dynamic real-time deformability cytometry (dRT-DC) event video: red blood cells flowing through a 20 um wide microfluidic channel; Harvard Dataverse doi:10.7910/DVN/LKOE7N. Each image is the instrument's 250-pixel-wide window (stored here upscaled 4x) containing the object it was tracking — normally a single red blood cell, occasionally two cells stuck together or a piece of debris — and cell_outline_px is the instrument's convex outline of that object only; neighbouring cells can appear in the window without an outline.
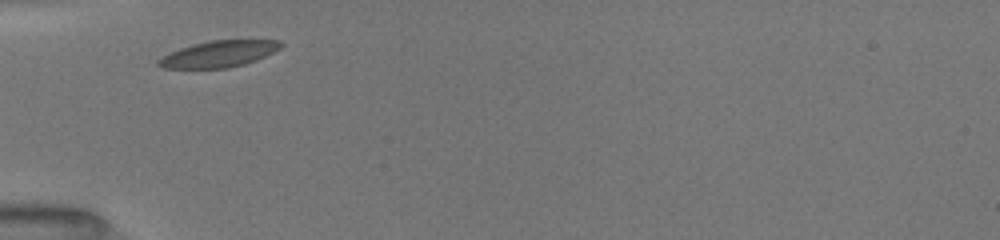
{"species": "common noctule bat (a hibernating species)", "species_latin": "Nyctalus noctula", "temperature_condition": "room temperature", "stored_images_in_passage": 7, "camera_frame_rate_fps": 3000, "um_per_image_px": 0.085, "animal": {"sex": "female", "body_mass_g": 19.5, "forearm_length_mm": 54.1}, "frame": {"image": 1, "passage_image": 1, "time_ms": 0.0, "image_size_px": [1000, 240], "cell_outline_px": [[284, 44], [280, 48], [256, 60], [244, 64], [228, 68], [160, 68], [156, 64], [156, 60], [180, 48], [192, 44], [212, 40], [280, 40]], "centroid_in_image_um": [18.58, 4.58], "position_along_channel_um": 66.4, "area_um2": 18.73}}
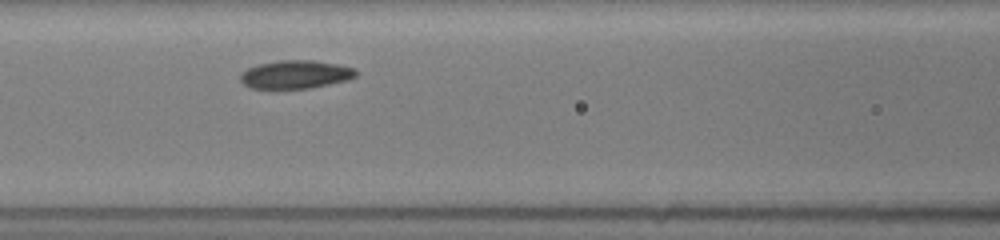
{"frame": {"image": 2, "passage_image": 5, "time_ms": 2.0, "image_size_px": [1000, 240], "cell_outline_px": [[356, 76], [348, 80], [308, 88], [252, 88], [244, 84], [240, 80], [240, 72], [248, 68], [260, 64], [280, 60], [312, 60], [336, 64], [352, 68], [356, 72]], "centroid_in_image_um": [25.09, 6.32], "position_along_channel_um": 141.5, "area_um2": 18.73}}
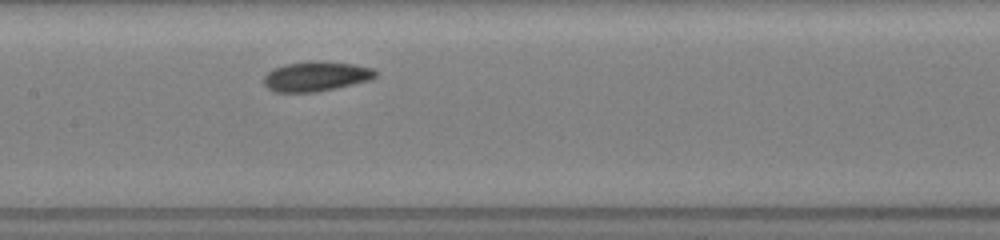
{"frame": {"image": 3, "passage_image": 7, "time_ms": 3.0, "image_size_px": [1000, 240], "cell_outline_px": [[376, 76], [368, 80], [336, 88], [316, 92], [276, 92], [268, 88], [264, 84], [264, 76], [272, 68], [288, 64], [308, 60], [324, 60], [352, 64], [372, 68], [376, 72]], "centroid_in_image_um": [26.83, 6.47], "position_along_channel_um": 180.6, "area_um2": 19.42}}